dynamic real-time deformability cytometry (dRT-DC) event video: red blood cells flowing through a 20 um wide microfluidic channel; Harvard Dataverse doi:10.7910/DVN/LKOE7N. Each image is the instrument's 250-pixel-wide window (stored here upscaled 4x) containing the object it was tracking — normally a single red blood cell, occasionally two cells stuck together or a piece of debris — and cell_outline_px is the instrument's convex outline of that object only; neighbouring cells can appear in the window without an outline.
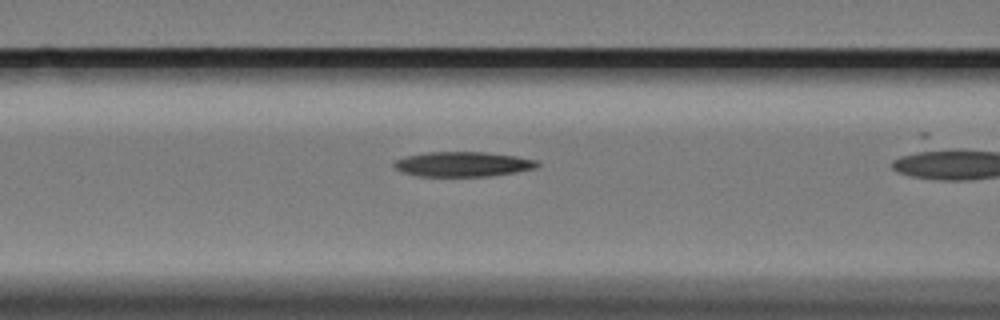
{"species": "Egyptian fruit bat (a non-hibernating species)", "species_latin": "Rousettus aegyptiacus", "temperature_condition": "cold", "stored_images_in_passage": 44, "camera_frame_rate_fps": 3000, "um_per_image_px": 0.085, "animal": {"sex": "female"}, "frame": {"image": 1, "passage_image": 21, "time_ms": 6.667, "image_size_px": [1000, 320], "cell_outline_px": [[540, 164], [536, 168], [516, 172], [492, 176], [416, 176], [400, 172], [392, 164], [396, 160], [404, 156], [424, 152], [484, 152], [516, 156], [536, 160]], "centroid_in_image_um": [39.31, 13.95], "position_along_channel_um": 127.3, "area_um2": 20.92}}
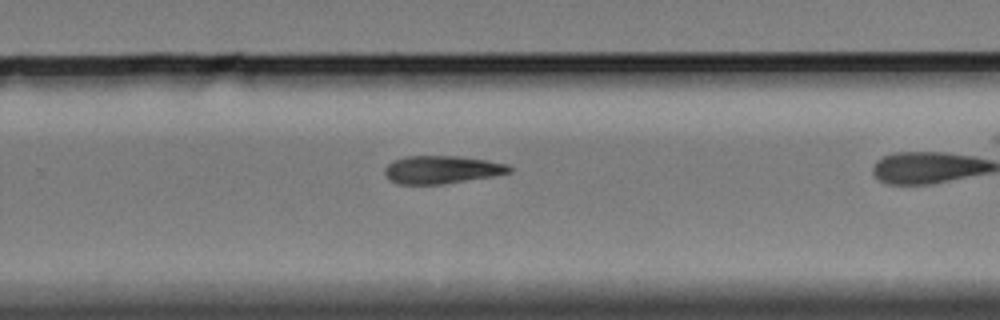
{"frame": {"image": 2, "passage_image": 36, "time_ms": 11.667, "image_size_px": [1000, 320], "cell_outline_px": [[512, 172], [492, 176], [444, 184], [396, 184], [388, 180], [384, 176], [384, 168], [392, 160], [404, 156], [456, 156], [488, 160], [508, 164], [512, 168]], "centroid_in_image_um": [37.5, 14.42], "position_along_channel_um": 292.3, "area_um2": 20.52}}
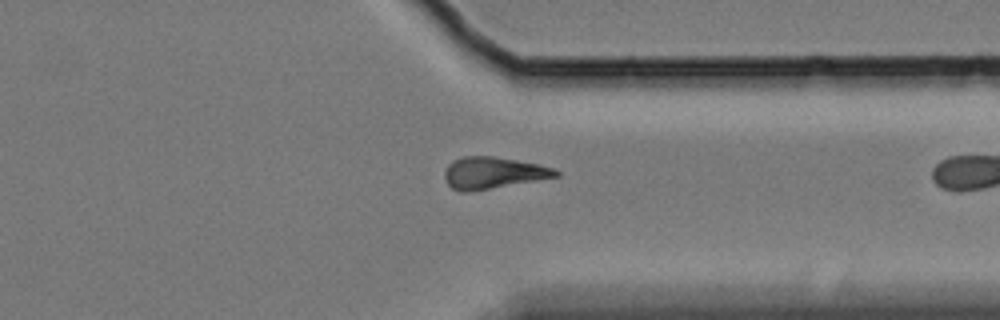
{"frame": {"image": 3, "passage_image": 43, "time_ms": 14.0, "image_size_px": [1000, 320], "cell_outline_px": [[560, 176], [472, 192], [460, 192], [452, 188], [448, 184], [444, 176], [444, 172], [448, 164], [452, 160], [464, 156], [492, 156], [540, 164], [556, 168], [560, 172]], "centroid_in_image_um": [41.93, 14.7], "position_along_channel_um": 369.5, "area_um2": 20.81}}